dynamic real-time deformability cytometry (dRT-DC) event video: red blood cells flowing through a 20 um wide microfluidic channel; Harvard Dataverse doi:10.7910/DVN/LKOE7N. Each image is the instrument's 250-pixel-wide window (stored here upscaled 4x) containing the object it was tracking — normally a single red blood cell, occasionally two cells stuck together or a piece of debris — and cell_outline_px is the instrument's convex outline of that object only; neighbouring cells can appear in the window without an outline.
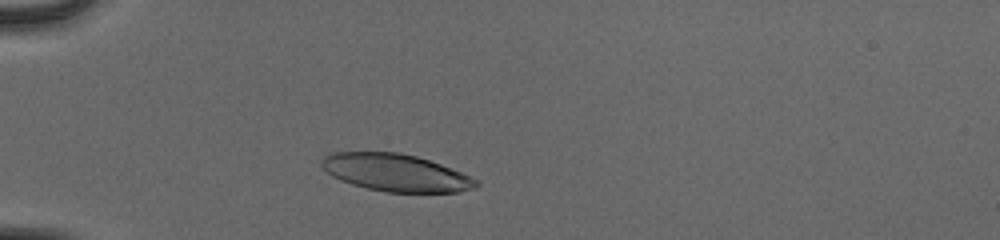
{"species": "human", "species_latin": "Homo sapiens", "temperature_condition": "cold", "stored_images_in_passage": 35, "camera_frame_rate_fps": 3000, "um_per_image_px": 0.085, "donor": {"sex": "male"}, "frame": {"image": 1, "passage_image": 4, "time_ms": 1.0, "image_size_px": [1000, 240], "cell_outline_px": [[480, 184], [472, 188], [460, 192], [384, 192], [352, 184], [340, 180], [332, 176], [320, 164], [320, 160], [328, 152], [400, 152], [416, 156], [440, 164], [480, 180]], "centroid_in_image_um": [33.62, 14.67], "position_along_channel_um": 51.4, "area_um2": 33.58}}
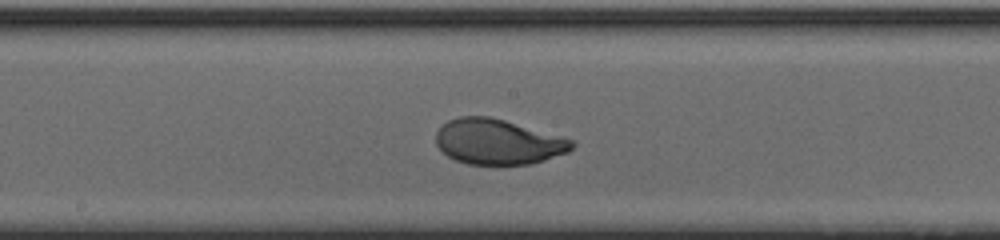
{"frame": {"image": 2, "passage_image": 18, "time_ms": 5.667, "image_size_px": [1000, 240], "cell_outline_px": [[576, 144], [568, 152], [544, 160], [528, 164], [468, 164], [456, 160], [448, 156], [436, 144], [436, 132], [448, 120], [460, 116], [488, 116], [504, 120], [572, 140]], "centroid_in_image_um": [42.3, 12.05], "position_along_channel_um": 205.9, "area_um2": 35.37}}
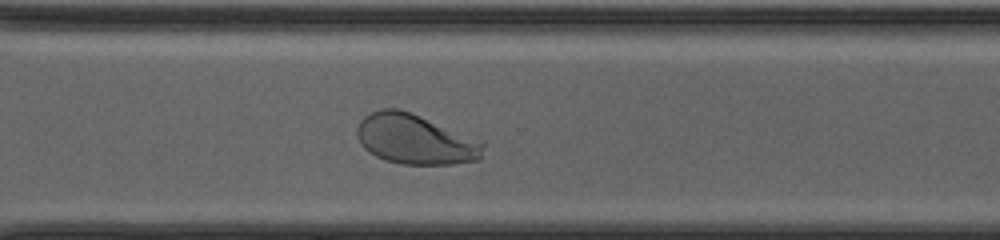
{"frame": {"image": 3, "passage_image": 28, "time_ms": 9.0, "image_size_px": [1000, 240], "cell_outline_px": [[484, 144], [480, 160], [452, 164], [400, 164], [384, 160], [368, 152], [360, 144], [356, 132], [356, 128], [360, 120], [364, 116], [380, 108], [400, 108], [484, 140]], "centroid_in_image_um": [35.3, 11.83], "position_along_channel_um": 335.3, "area_um2": 37.28}, "authors_computed_cell_mechanics": {"area_um2": 35.836, "velocity_mm_per_s": 3.8773, "shape_relaxation_time_tau1_ms": 2.7258, "shape_relaxation_time_tau2_ms": null, "deformation_change_tau1": 0.1548, "deformation_change_tau2": null}}